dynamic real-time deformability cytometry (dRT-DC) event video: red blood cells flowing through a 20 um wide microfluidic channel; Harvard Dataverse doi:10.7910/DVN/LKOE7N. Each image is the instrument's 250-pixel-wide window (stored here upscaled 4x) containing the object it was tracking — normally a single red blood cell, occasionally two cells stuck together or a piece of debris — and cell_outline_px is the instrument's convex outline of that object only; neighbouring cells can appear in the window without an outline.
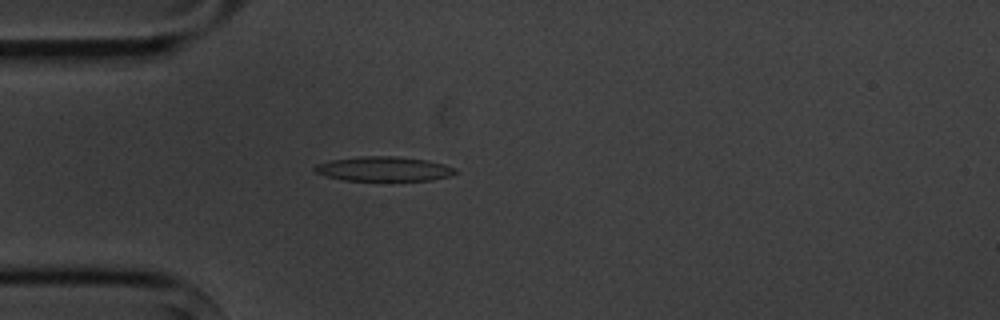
{"species": "common noctule bat (a hibernating species)", "species_latin": "Nyctalus noctula", "temperature_condition": "cold", "stored_images_in_passage": 4, "camera_frame_rate_fps": 3000, "um_per_image_px": 0.085, "animal": {"sex": "male", "body_mass_g": 20.1, "forearm_length_mm": 53.5}, "frame": {"image": 1, "passage_image": 4, "time_ms": 3.333, "image_size_px": [1000, 320], "cell_outline_px": [[456, 172], [452, 176], [432, 180], [344, 180], [324, 176], [316, 172], [312, 168], [316, 164], [332, 160], [360, 156], [392, 156], [428, 160], [444, 164], [456, 168]], "centroid_in_image_um": [32.63, 14.35], "position_along_channel_um": 52.4, "area_um2": 20.11}}